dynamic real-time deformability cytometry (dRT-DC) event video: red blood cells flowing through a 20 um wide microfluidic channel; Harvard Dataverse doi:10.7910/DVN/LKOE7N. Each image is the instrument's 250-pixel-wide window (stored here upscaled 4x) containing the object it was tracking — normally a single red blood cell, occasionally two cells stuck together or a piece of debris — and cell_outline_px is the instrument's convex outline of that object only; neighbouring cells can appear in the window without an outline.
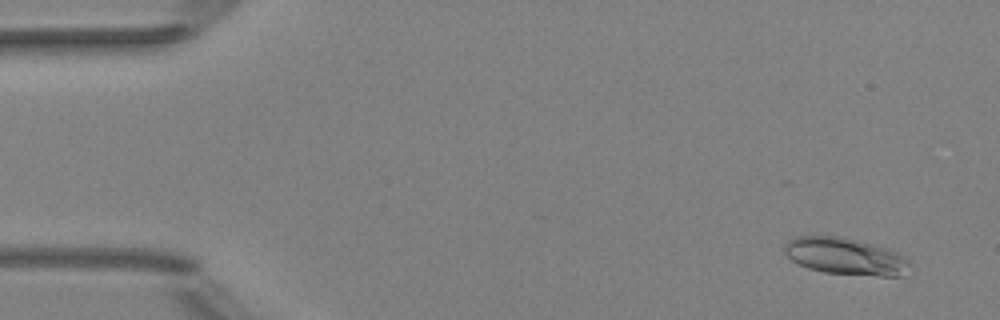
{"species": "Egyptian fruit bat (a non-hibernating species)", "species_latin": "Rousettus aegyptiacus", "temperature_condition": "room temperature", "stored_images_in_passage": 51, "camera_frame_rate_fps": 3000, "um_per_image_px": 0.085, "animal": {"sex": "female"}, "frame": {"image": 1, "passage_image": 3, "time_ms": 0.667, "image_size_px": [1000, 320], "cell_outline_px": [[908, 264], [900, 276], [880, 276], [824, 272], [808, 268], [792, 260], [784, 252], [784, 244], [788, 240], [796, 236], [844, 236], [884, 248], [896, 252], [908, 260]], "centroid_in_image_um": [71.78, 21.77], "position_along_channel_um": 13.2, "area_um2": 26.47}}
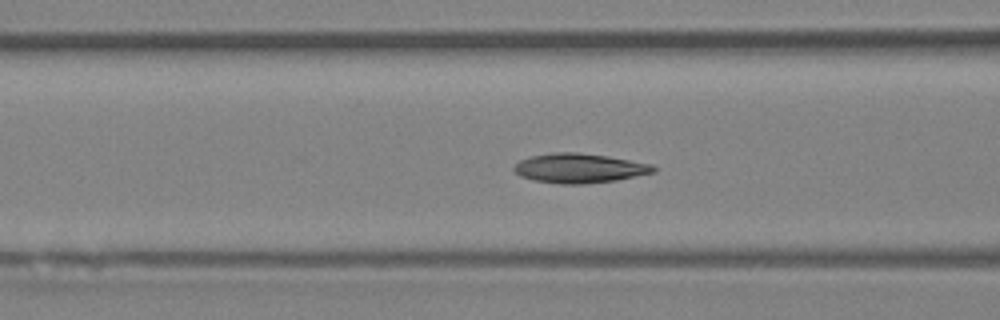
{"frame": {"image": 2, "passage_image": 20, "time_ms": 6.333, "image_size_px": [1000, 320], "cell_outline_px": [[656, 172], [616, 180], [584, 184], [560, 184], [532, 180], [520, 176], [512, 168], [520, 160], [532, 156], [552, 152], [576, 152], [608, 156], [652, 164], [656, 168]], "centroid_in_image_um": [49.24, 14.3], "position_along_channel_um": 117.4, "area_um2": 23.99}}
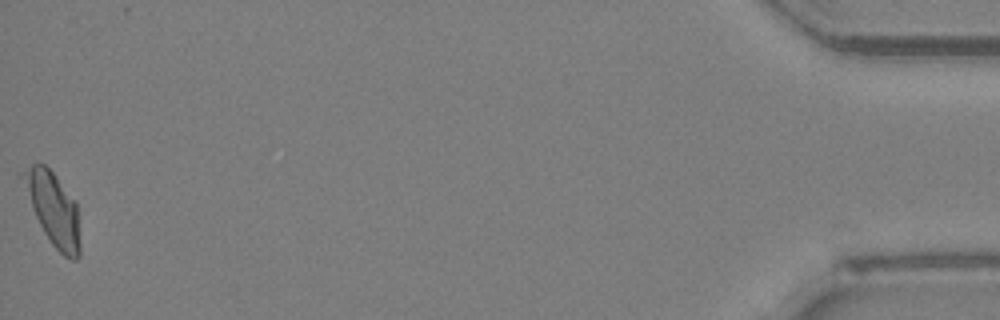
{"frame": {"image": 3, "passage_image": 51, "time_ms": 16.667, "image_size_px": [1000, 320], "cell_outline_px": [[80, 256], [76, 260], [72, 260], [64, 256], [52, 244], [44, 232], [36, 216], [16, 172], [32, 164], [44, 164], [56, 176], [76, 204], [80, 244]], "centroid_in_image_um": [4.47, 17.72], "position_along_channel_um": 430.7, "area_um2": 23.99}, "authors_computed_cell_mechanics": {"area_um2": 23.3512, "velocity_mm_per_s": 3.9942, "shape_relaxation_time_tau1_ms": 7.8165, "shape_relaxation_time_tau2_ms": 1.6014, "deformation_change_tau1": 0.1955, "deformation_change_tau2": 0.051}}